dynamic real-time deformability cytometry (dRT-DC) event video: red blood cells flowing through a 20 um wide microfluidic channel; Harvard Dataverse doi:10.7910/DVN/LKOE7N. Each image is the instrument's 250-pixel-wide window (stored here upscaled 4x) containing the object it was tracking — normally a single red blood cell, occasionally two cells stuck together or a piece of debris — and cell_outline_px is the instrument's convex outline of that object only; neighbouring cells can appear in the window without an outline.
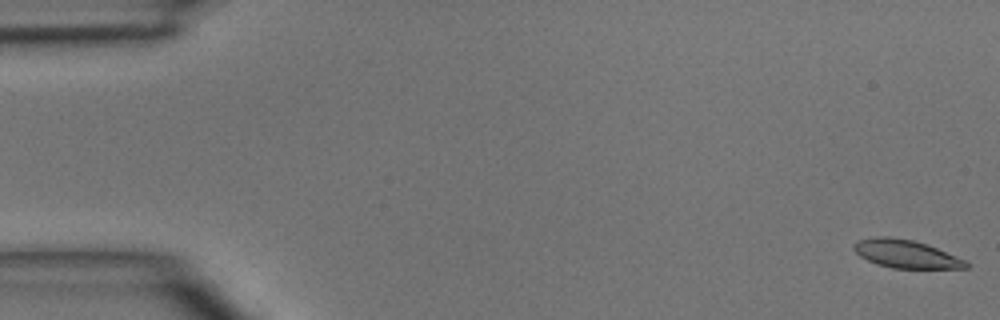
{"species": "common noctule bat (a hibernating species)", "species_latin": "Nyctalus noctula", "temperature_condition": "room temperature", "stored_images_in_passage": 11, "camera_frame_rate_fps": 3000, "um_per_image_px": 0.085, "animal": {"sex": "male", "body_mass_g": 15.6}, "frame": {"image": 1, "passage_image": 1, "time_ms": 0.0, "image_size_px": [1000, 320], "cell_outline_px": [[972, 264], [968, 268], [892, 268], [876, 264], [860, 256], [852, 248], [852, 244], [856, 240], [876, 236], [888, 236], [912, 240], [936, 248], [956, 256]], "centroid_in_image_um": [76.96, 21.58], "position_along_channel_um": 8.0, "area_um2": 18.32}}